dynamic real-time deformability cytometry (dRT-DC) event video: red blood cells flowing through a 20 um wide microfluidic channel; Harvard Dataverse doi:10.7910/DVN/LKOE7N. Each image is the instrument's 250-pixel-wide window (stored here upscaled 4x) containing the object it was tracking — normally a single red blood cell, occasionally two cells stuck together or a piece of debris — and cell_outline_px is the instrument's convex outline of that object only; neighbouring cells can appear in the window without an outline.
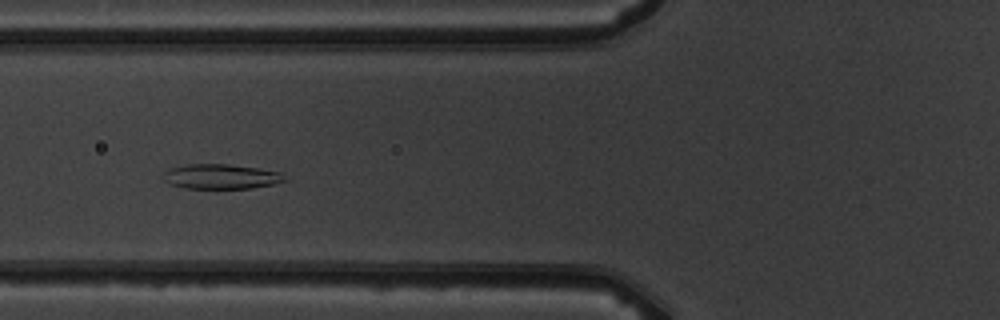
{"species": "common noctule bat (a hibernating species)", "species_latin": "Nyctalus noctula", "temperature_condition": "warm", "stored_images_in_passage": 7, "camera_frame_rate_fps": 3000, "um_per_image_px": 0.085, "animal": {"sex": "male", "body_mass_g": 19.5, "forearm_length_mm": 54.6}, "frame": {"image": 1, "passage_image": 5, "time_ms": 4.333, "image_size_px": [1000, 320], "cell_outline_px": [[288, 180], [272, 184], [252, 188], [184, 188], [168, 184], [160, 176], [168, 168], [188, 164], [228, 164], [260, 168], [280, 172]], "centroid_in_image_um": [18.73, 15.0], "position_along_channel_um": 107.1, "area_um2": 17.74}}
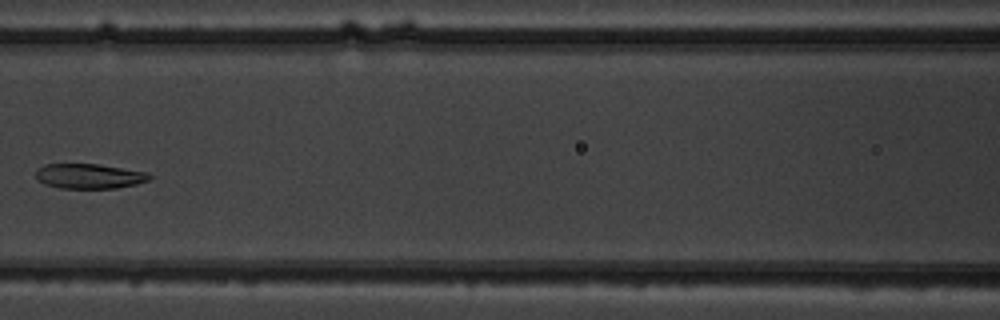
{"frame": {"image": 2, "passage_image": 6, "time_ms": 5.667, "image_size_px": [1000, 320], "cell_outline_px": [[152, 176], [148, 180], [136, 184], [116, 188], [60, 188], [44, 184], [36, 180], [36, 168], [44, 164], [96, 164], [148, 172]], "centroid_in_image_um": [7.54, 14.97], "position_along_channel_um": 159.1, "area_um2": 16.53}}
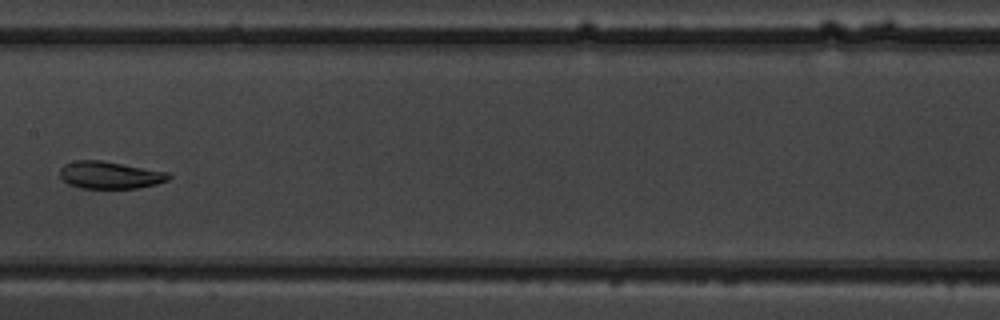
{"frame": {"image": 3, "passage_image": 7, "time_ms": 6.667, "image_size_px": [1000, 320], "cell_outline_px": [[172, 176], [168, 180], [156, 184], [136, 188], [80, 188], [68, 184], [60, 176], [60, 168], [64, 164], [72, 160], [100, 160], [168, 172]], "centroid_in_image_um": [9.31, 14.87], "position_along_channel_um": 198.1, "area_um2": 17.28}}